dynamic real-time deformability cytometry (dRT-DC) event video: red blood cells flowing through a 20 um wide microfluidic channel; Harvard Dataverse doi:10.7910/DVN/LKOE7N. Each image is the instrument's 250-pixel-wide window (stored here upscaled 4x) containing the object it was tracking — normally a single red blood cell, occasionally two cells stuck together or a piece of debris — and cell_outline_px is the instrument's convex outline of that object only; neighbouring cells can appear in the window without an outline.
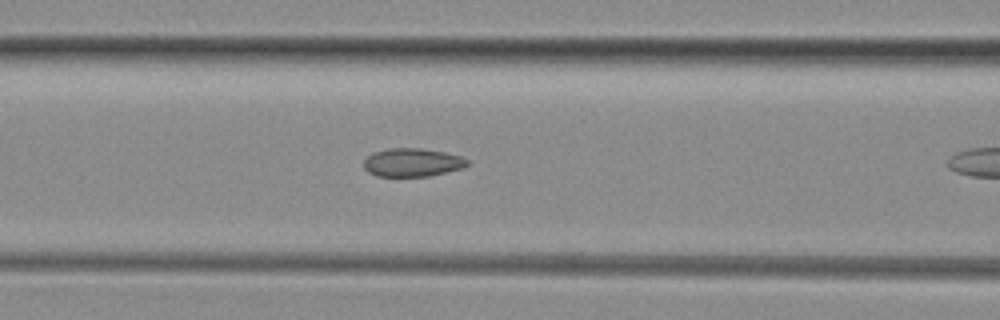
{"species": "common noctule bat (a hibernating species)", "species_latin": "Nyctalus noctula", "temperature_condition": "room temperature", "stored_images_in_passage": 11, "camera_frame_rate_fps": 3000, "um_per_image_px": 0.085, "animal": {"sex": "female", "body_mass_g": 29.2, "forearm_length_mm": 56.3}, "frame": {"image": 1, "passage_image": 10, "time_ms": 3.0, "image_size_px": [1000, 320], "cell_outline_px": [[468, 164], [464, 168], [448, 172], [428, 176], [376, 176], [368, 172], [364, 168], [364, 160], [372, 152], [388, 148], [420, 148], [444, 152], [460, 156], [468, 160]], "centroid_in_image_um": [35.04, 13.81], "position_along_channel_um": 131.6, "area_um2": 17.17}}